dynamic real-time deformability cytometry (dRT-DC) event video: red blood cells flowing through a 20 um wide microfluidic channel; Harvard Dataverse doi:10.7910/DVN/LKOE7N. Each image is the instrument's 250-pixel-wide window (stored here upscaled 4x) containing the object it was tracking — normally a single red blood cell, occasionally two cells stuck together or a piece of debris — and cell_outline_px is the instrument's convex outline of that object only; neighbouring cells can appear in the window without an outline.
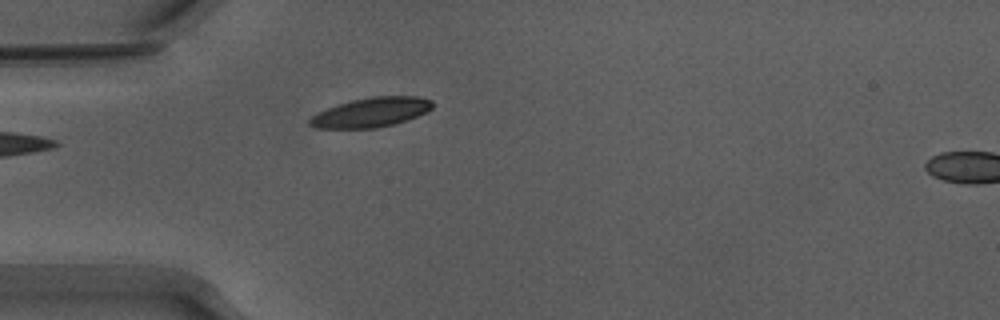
{"species": "Egyptian fruit bat (a non-hibernating species)", "species_latin": "Rousettus aegyptiacus", "temperature_condition": "warm", "stored_images_in_passage": 5, "camera_frame_rate_fps": 3000, "um_per_image_px": 0.085, "animal": {"sex": "male"}, "frame": {"image": 1, "passage_image": 1, "time_ms": 0.0, "image_size_px": [1000, 320], "cell_outline_px": [[432, 108], [416, 116], [392, 124], [376, 128], [316, 128], [308, 124], [308, 120], [312, 116], [328, 108], [352, 100], [372, 96], [420, 96], [432, 100]], "centroid_in_image_um": [31.54, 9.54], "position_along_channel_um": 53.5, "area_um2": 20.75}}